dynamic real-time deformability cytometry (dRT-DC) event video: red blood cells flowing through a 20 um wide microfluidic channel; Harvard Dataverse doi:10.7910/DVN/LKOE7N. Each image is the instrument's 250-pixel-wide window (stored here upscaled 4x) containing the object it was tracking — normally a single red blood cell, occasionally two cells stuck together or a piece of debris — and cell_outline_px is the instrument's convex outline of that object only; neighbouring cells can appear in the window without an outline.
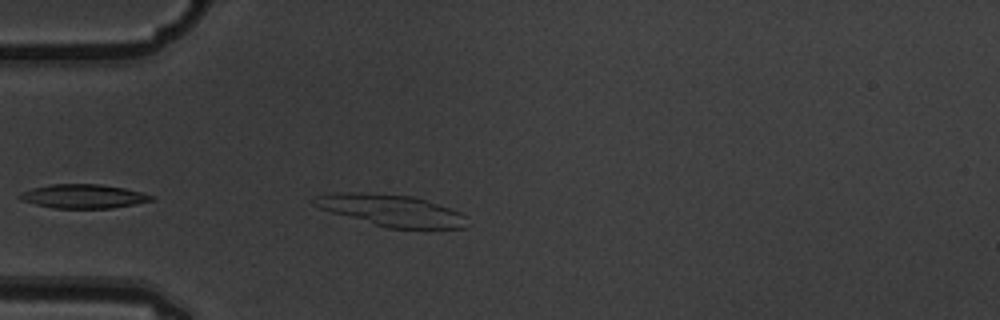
{"species": "common noctule bat (a hibernating species)", "species_latin": "Nyctalus noctula", "temperature_condition": "warm", "stored_images_in_passage": 1, "camera_frame_rate_fps": 3000, "um_per_image_px": 0.085, "animal": {"sex": "male", "body_mass_g": 19.5, "forearm_length_mm": 54.6}, "frame": {"image": 1, "passage_image": 1, "time_ms": 0.0, "image_size_px": [1000, 320], "cell_outline_px": [[472, 224], [464, 228], [388, 228], [332, 212], [320, 208], [312, 204], [312, 200], [316, 196], [336, 192], [360, 192], [412, 196], [460, 212]], "centroid_in_image_um": [33.27, 17.88], "position_along_channel_um": 51.7, "area_um2": 27.8}}